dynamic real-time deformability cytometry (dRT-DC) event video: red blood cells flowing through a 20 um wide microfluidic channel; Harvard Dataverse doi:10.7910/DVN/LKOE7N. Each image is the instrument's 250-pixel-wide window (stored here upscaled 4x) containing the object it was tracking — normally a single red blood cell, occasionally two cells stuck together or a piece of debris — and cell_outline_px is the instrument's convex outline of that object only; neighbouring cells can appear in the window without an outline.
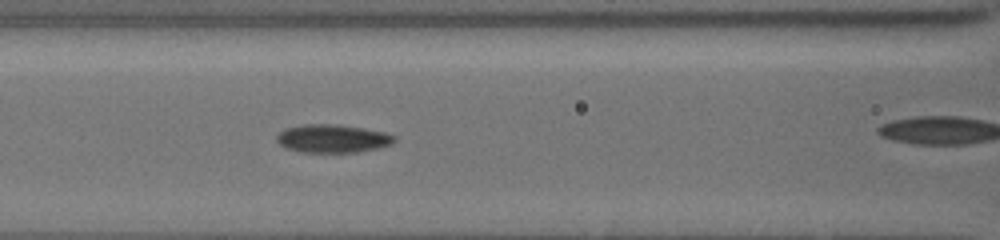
{"species": "common noctule bat (a hibernating species)", "species_latin": "Nyctalus noctula", "temperature_condition": "cold", "stored_images_in_passage": 24, "camera_frame_rate_fps": 3000, "um_per_image_px": 0.085, "animal": {"sex": "female", "body_mass_g": 19.5, "forearm_length_mm": 54.1}, "frame": {"image": 1, "passage_image": 4, "time_ms": 1.0, "image_size_px": [1000, 240], "cell_outline_px": [[396, 140], [392, 144], [380, 148], [356, 152], [300, 152], [284, 148], [276, 140], [276, 136], [284, 128], [304, 124], [340, 124], [364, 128], [384, 132], [396, 136]], "centroid_in_image_um": [28.27, 11.77], "position_along_channel_um": 138.3, "area_um2": 19.59}}